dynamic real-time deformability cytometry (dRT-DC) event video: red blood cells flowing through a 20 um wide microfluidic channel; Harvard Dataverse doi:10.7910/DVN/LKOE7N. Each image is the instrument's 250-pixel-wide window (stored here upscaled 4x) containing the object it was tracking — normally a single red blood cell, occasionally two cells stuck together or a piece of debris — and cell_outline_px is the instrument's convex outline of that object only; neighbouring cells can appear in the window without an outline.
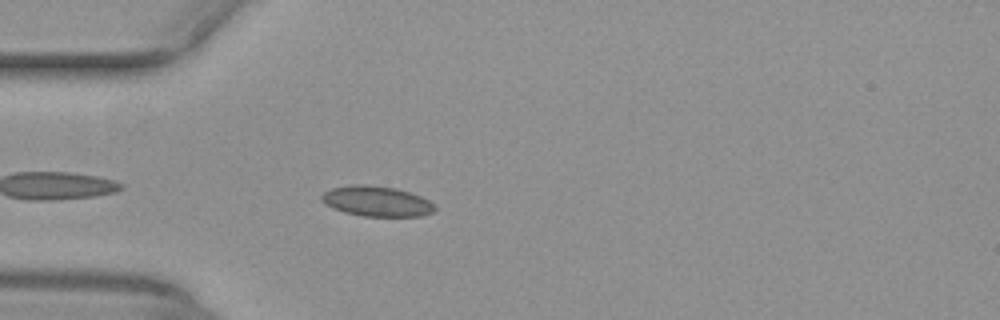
{"species": "common noctule bat (a hibernating species)", "species_latin": "Nyctalus noctula", "temperature_condition": "warm", "stored_images_in_passage": 38, "camera_frame_rate_fps": 3000, "um_per_image_px": 0.085, "animal": {"sex": "female", "body_mass_g": 29.2, "forearm_length_mm": 56.3}, "frame": {"image": 1, "passage_image": 3, "time_ms": 0.667, "image_size_px": [1000, 320], "cell_outline_px": [[436, 212], [420, 216], [360, 216], [344, 212], [332, 208], [324, 204], [320, 200], [320, 196], [324, 192], [332, 188], [352, 184], [364, 184], [396, 188], [412, 192], [436, 204]], "centroid_in_image_um": [32.02, 17.1], "position_along_channel_um": 53.0, "area_um2": 20.35}}
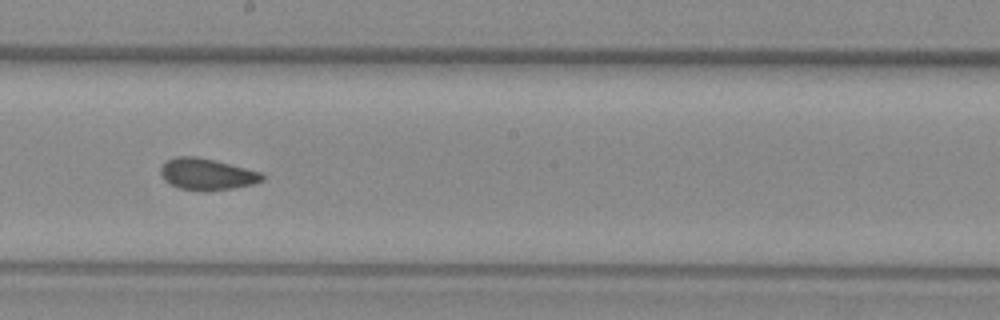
{"frame": {"image": 2, "passage_image": 17, "time_ms": 5.333, "image_size_px": [1000, 320], "cell_outline_px": [[264, 180], [256, 184], [232, 188], [180, 188], [164, 180], [160, 172], [160, 168], [168, 160], [176, 156], [196, 156], [260, 172], [264, 176]], "centroid_in_image_um": [17.59, 14.77], "position_along_channel_um": 230.6, "area_um2": 17.74}}
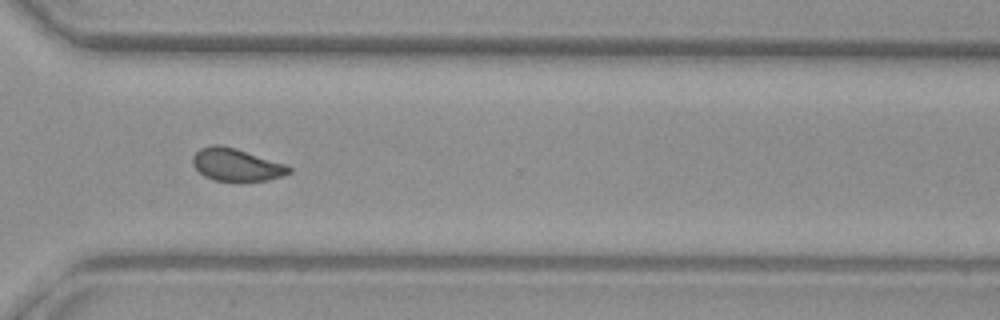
{"frame": {"image": 3, "passage_image": 26, "time_ms": 8.333, "image_size_px": [1000, 320], "cell_outline_px": [[292, 172], [284, 176], [268, 180], [212, 180], [204, 176], [192, 164], [192, 156], [200, 148], [212, 144], [220, 144], [236, 148], [288, 164], [292, 168]], "centroid_in_image_um": [20.12, 13.98], "position_along_channel_um": 350.5, "area_um2": 18.44}, "authors_computed_cell_mechanics": {"area_um2": 18.4382, "velocity_mm_per_s": 3.9974, "shape_relaxation_time_tau1_ms": null, "shape_relaxation_time_tau2_ms": 1.4954, "deformation_change_tau1": null, "deformation_change_tau2": 0.0535}}